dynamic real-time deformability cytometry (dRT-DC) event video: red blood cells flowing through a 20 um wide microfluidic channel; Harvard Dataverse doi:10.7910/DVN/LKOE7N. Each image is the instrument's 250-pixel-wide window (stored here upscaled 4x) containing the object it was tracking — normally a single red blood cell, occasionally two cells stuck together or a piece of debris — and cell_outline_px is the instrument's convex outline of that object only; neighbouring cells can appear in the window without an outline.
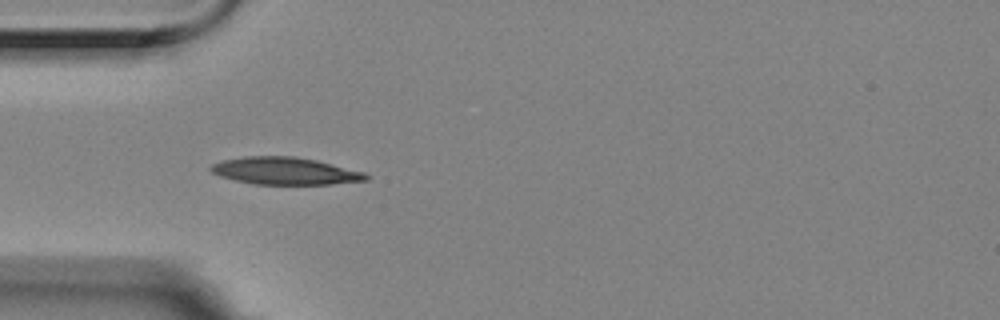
{"species": "Egyptian fruit bat (a non-hibernating species)", "species_latin": "Rousettus aegyptiacus", "temperature_condition": "room temperature", "stored_images_in_passage": 5, "camera_frame_rate_fps": 3000, "um_per_image_px": 0.085, "animal": {"sex": "female"}, "frame": {"image": 1, "passage_image": 4, "time_ms": 1.0, "image_size_px": [1000, 320], "cell_outline_px": [[368, 180], [332, 184], [256, 184], [236, 180], [220, 176], [212, 172], [208, 168], [212, 164], [220, 160], [244, 156], [296, 156], [316, 160], [364, 172], [368, 176]], "centroid_in_image_um": [24.2, 14.52], "position_along_channel_um": 60.8, "area_um2": 24.62}}
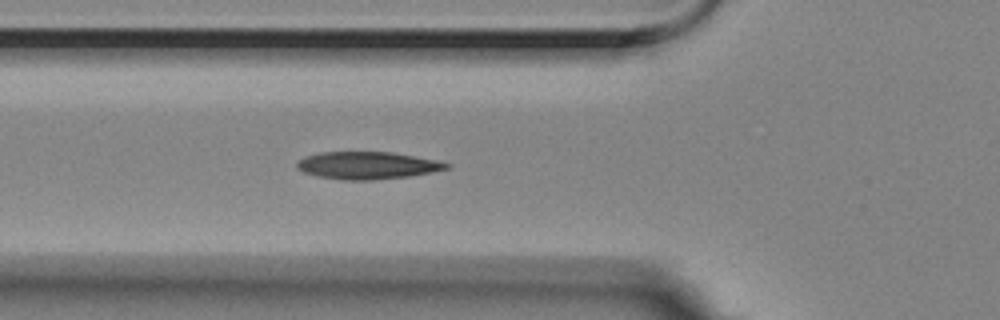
{"frame": {"image": 2, "passage_image": 5, "time_ms": 1.333, "image_size_px": [1000, 320], "cell_outline_px": [[452, 164], [448, 168], [432, 172], [408, 176], [372, 180], [340, 180], [316, 176], [304, 172], [296, 168], [296, 164], [304, 156], [320, 152], [392, 152], [436, 160]], "centroid_in_image_um": [31.2, 14.06], "position_along_channel_um": 94.6, "area_um2": 23.87}}